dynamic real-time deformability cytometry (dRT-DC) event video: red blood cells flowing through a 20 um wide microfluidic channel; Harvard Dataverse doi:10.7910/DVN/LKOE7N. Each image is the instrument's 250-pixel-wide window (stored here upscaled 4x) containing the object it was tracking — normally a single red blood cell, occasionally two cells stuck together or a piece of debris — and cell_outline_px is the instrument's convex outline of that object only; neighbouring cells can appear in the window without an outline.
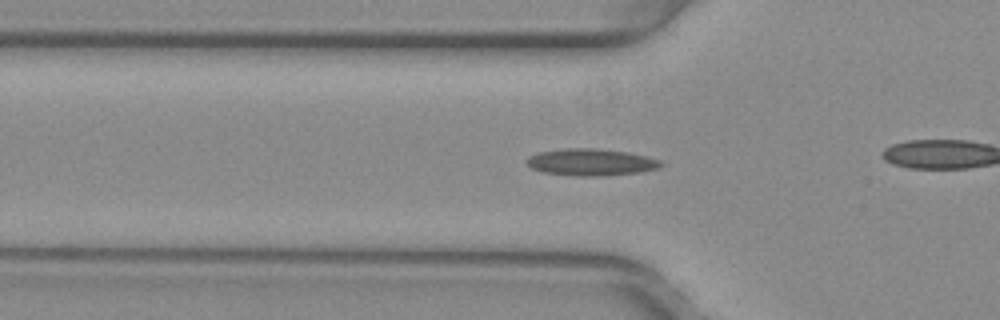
{"species": "common noctule bat (a hibernating species)", "species_latin": "Nyctalus noctula", "temperature_condition": "warm", "stored_images_in_passage": 41, "camera_frame_rate_fps": 3000, "um_per_image_px": 0.085, "animal": {"sex": "female", "body_mass_g": 29.2, "forearm_length_mm": 56.3}, "frame": {"image": 1, "passage_image": 17, "time_ms": 5.333, "image_size_px": [1000, 320], "cell_outline_px": [[664, 164], [660, 168], [640, 172], [608, 176], [576, 176], [544, 172], [532, 168], [524, 160], [528, 156], [540, 152], [568, 148], [592, 148], [628, 152], [648, 156], [660, 160]], "centroid_in_image_um": [50.28, 13.79], "position_along_channel_um": 75.5, "area_um2": 21.15}}
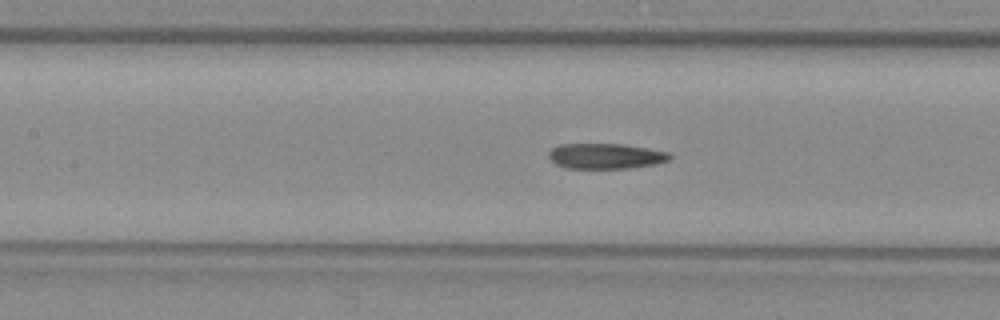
{"frame": {"image": 2, "passage_image": 23, "time_ms": 7.333, "image_size_px": [1000, 320], "cell_outline_px": [[672, 160], [656, 164], [628, 168], [564, 168], [556, 164], [548, 156], [548, 152], [552, 148], [560, 144], [624, 144], [648, 148], [668, 152], [672, 156]], "centroid_in_image_um": [51.5, 13.26], "position_along_channel_um": 155.9, "area_um2": 18.03}}
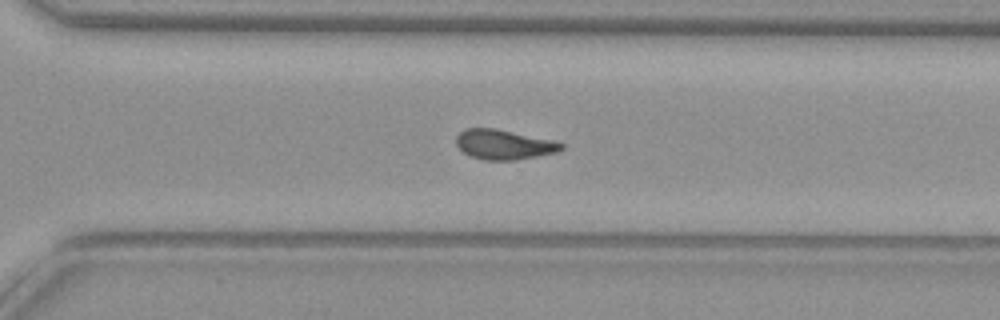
{"frame": {"image": 3, "passage_image": 36, "time_ms": 11.667, "image_size_px": [1000, 320], "cell_outline_px": [[564, 148], [556, 152], [516, 160], [484, 160], [468, 156], [456, 144], [456, 136], [464, 128], [496, 128], [556, 140], [564, 144]], "centroid_in_image_um": [42.84, 12.27], "position_along_channel_um": 327.8, "area_um2": 18.5}}